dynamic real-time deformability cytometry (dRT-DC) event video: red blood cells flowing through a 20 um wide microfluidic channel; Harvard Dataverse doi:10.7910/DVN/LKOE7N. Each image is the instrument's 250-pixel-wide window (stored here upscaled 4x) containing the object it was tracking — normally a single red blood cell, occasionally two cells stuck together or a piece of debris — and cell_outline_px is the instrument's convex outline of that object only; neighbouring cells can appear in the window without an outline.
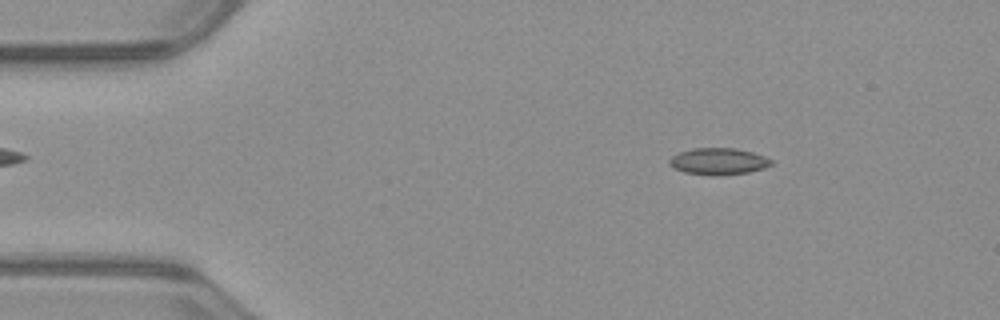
{"species": "common noctule bat (a hibernating species)", "species_latin": "Nyctalus noctula", "temperature_condition": "warm", "stored_images_in_passage": 51, "camera_frame_rate_fps": 3000, "um_per_image_px": 0.085, "animal": {"sex": "male", "body_mass_g": 23.1, "forearm_length_mm": 52.7}, "frame": {"image": 1, "passage_image": 7, "time_ms": 2.0, "image_size_px": [1000, 320], "cell_outline_px": [[772, 164], [764, 168], [748, 172], [716, 176], [712, 176], [684, 172], [668, 164], [668, 160], [672, 156], [680, 152], [692, 148], [736, 148], [752, 152], [764, 156], [772, 160]], "centroid_in_image_um": [61.06, 13.71], "position_along_channel_um": 23.9, "area_um2": 15.84}}
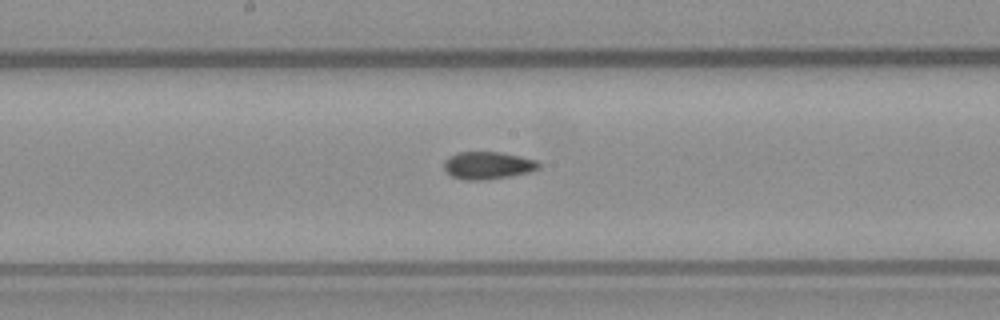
{"frame": {"image": 2, "passage_image": 26, "time_ms": 8.333, "image_size_px": [1000, 320], "cell_outline_px": [[540, 168], [528, 172], [488, 180], [464, 180], [452, 176], [444, 168], [444, 160], [448, 156], [456, 152], [500, 152], [520, 156], [536, 160], [540, 164]], "centroid_in_image_um": [41.44, 14.05], "position_along_channel_um": 206.8, "area_um2": 15.2}}
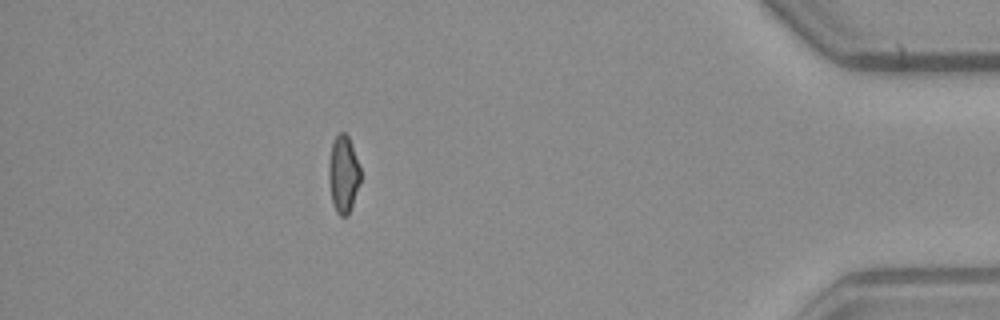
{"frame": {"image": 3, "passage_image": 45, "time_ms": 14.667, "image_size_px": [1000, 320], "cell_outline_px": [[360, 184], [348, 216], [340, 216], [336, 212], [332, 200], [328, 180], [328, 164], [332, 140], [340, 132], [344, 132], [348, 136], [360, 168]], "centroid_in_image_um": [29.17, 14.81], "position_along_channel_um": 406.0, "area_um2": 14.33}, "authors_computed_cell_mechanics": {"area_um2": 15.2014, "velocity_mm_per_s": 4.0014, "shape_relaxation_time_tau1_ms": null, "shape_relaxation_time_tau2_ms": 2.8206, "deformation_change_tau1": null, "deformation_change_tau2": 0.0724}}